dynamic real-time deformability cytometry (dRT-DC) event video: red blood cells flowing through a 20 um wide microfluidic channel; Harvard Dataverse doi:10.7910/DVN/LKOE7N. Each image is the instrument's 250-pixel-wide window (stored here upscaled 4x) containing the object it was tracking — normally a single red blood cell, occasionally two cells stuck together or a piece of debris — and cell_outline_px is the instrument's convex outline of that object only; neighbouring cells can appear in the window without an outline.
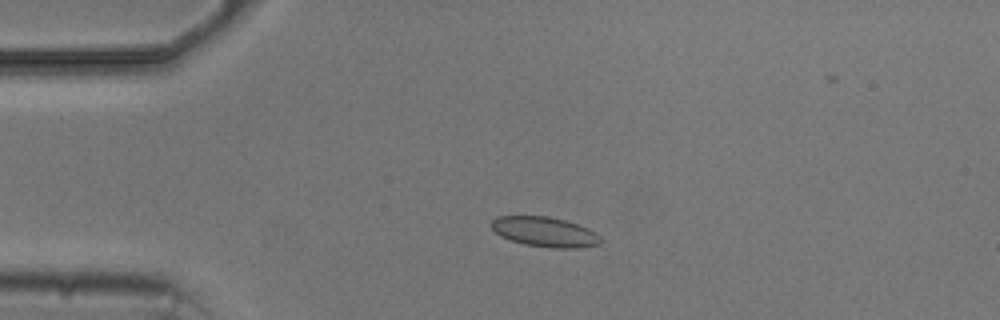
{"species": "common noctule bat (a hibernating species)", "species_latin": "Nyctalus noctula", "temperature_condition": "cold", "stored_images_in_passage": 6, "camera_frame_rate_fps": 3000, "um_per_image_px": 0.085, "animal": {"sex": "male", "body_mass_g": 20.5, "forearm_length_mm": 52.5}, "frame": {"image": 1, "passage_image": 4, "time_ms": 3.667, "image_size_px": [1000, 320], "cell_outline_px": [[604, 240], [600, 244], [580, 248], [552, 248], [524, 244], [500, 236], [488, 224], [496, 216], [548, 216], [564, 220], [588, 228], [596, 232]], "centroid_in_image_um": [46.32, 19.71], "position_along_channel_um": 38.7, "area_um2": 19.19}}
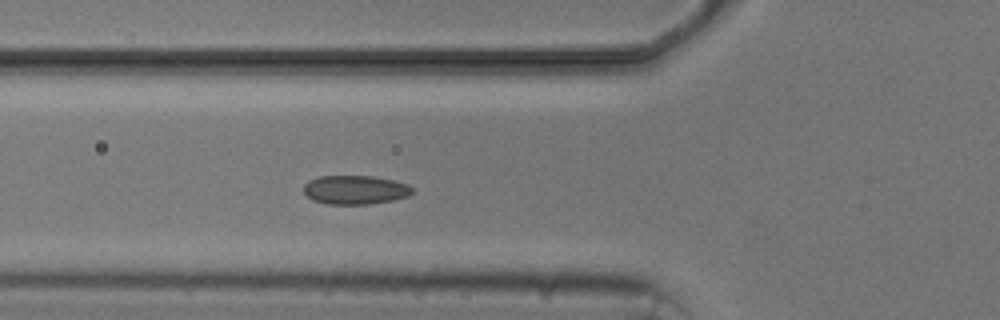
{"frame": {"image": 2, "passage_image": 6, "time_ms": 6.0, "image_size_px": [1000, 320], "cell_outline_px": [[412, 192], [408, 196], [392, 200], [368, 204], [328, 204], [312, 200], [304, 192], [304, 184], [308, 180], [320, 176], [372, 176], [392, 180], [408, 184], [412, 188]], "centroid_in_image_um": [30.17, 16.13], "position_along_channel_um": 95.6, "area_um2": 18.21}}